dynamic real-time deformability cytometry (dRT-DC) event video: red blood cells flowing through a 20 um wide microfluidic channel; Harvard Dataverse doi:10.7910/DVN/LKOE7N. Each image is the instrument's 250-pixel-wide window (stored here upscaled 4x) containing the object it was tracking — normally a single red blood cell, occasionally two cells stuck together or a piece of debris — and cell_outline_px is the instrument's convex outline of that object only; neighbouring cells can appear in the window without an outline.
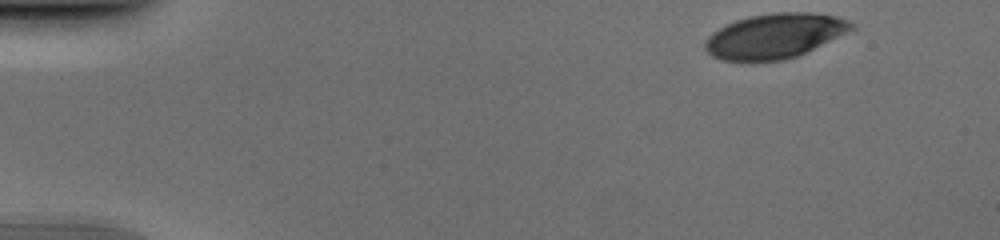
{"species": "human", "species_latin": "Homo sapiens", "temperature_condition": "cold", "stored_images_in_passage": 47, "camera_frame_rate_fps": 3000, "um_per_image_px": 0.085, "donor": {"sex": "male"}, "frame": {"image": 1, "passage_image": 1, "time_ms": 0.0, "image_size_px": [1000, 240], "cell_outline_px": [[856, 28], [796, 56], [784, 60], [720, 60], [712, 56], [704, 48], [704, 44], [708, 36], [712, 32], [736, 20], [752, 16], [776, 12], [812, 12], [836, 16], [848, 20], [856, 24]], "centroid_in_image_um": [65.86, 3.04], "position_along_channel_um": 19.1, "area_um2": 37.8}}
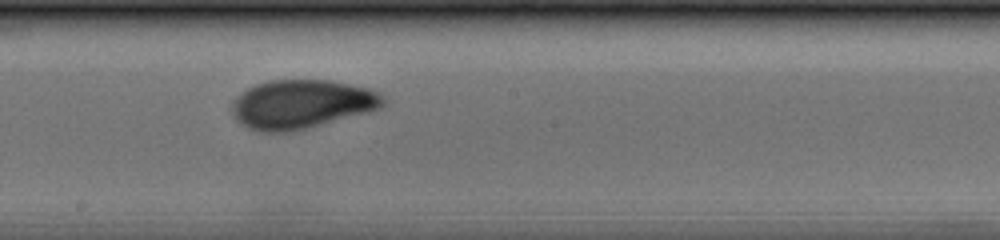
{"frame": {"image": 2, "passage_image": 25, "time_ms": 8.0, "image_size_px": [1000, 240], "cell_outline_px": [[384, 104], [380, 108], [368, 112], [296, 132], [260, 132], [248, 128], [240, 124], [232, 116], [232, 100], [236, 96], [248, 88], [256, 84], [272, 80], [332, 80], [368, 88], [376, 92], [384, 100]], "centroid_in_image_um": [25.59, 8.87], "position_along_channel_um": 222.6, "area_um2": 43.35}}
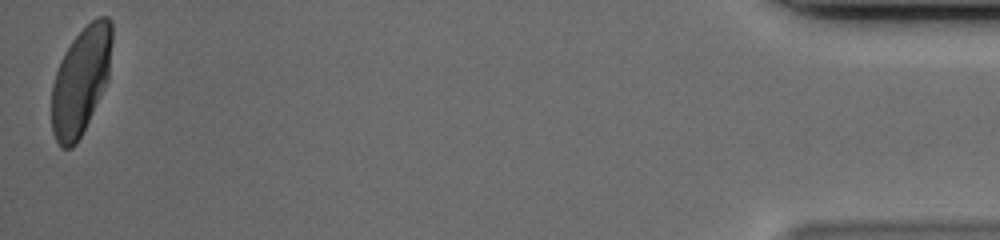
{"frame": {"image": 3, "passage_image": 47, "time_ms": 15.333, "image_size_px": [1000, 240], "cell_outline_px": [[112, 40], [108, 80], [76, 144], [72, 148], [60, 148], [52, 132], [52, 84], [60, 60], [72, 40], [96, 16], [108, 16], [112, 24]], "centroid_in_image_um": [6.86, 6.85], "position_along_channel_um": 428.3, "area_um2": 37.45}}